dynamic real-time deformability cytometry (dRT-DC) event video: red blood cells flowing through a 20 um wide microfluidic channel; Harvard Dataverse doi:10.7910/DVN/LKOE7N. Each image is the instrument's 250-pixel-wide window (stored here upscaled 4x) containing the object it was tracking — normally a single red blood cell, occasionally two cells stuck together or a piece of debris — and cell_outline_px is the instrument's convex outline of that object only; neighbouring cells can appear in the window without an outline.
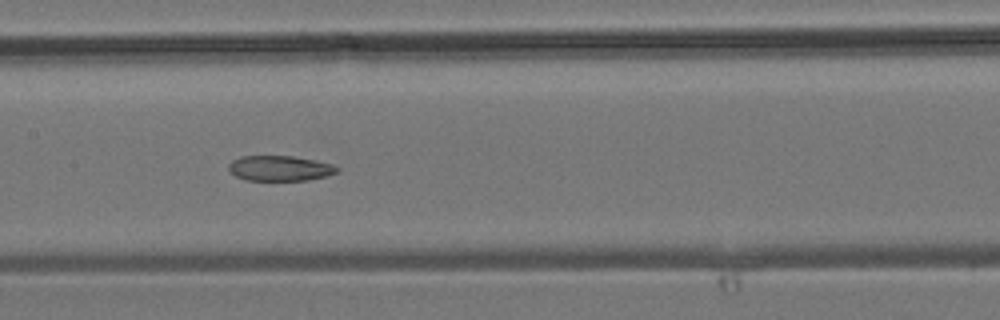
{"species": "common noctule bat (a hibernating species)", "species_latin": "Nyctalus noctula", "temperature_condition": "room temperature", "stored_images_in_passage": 44, "segment_of_instrument_passage": [2, 2], "camera_frame_rate_fps": 3000, "um_per_image_px": 0.085, "animal": {"sex": "male", "body_mass_g": 19.2, "forearm_length_mm": 51.8}, "frame": {"image": 1, "passage_image": 22, "time_ms": 7.0, "image_size_px": [1000, 320], "cell_outline_px": [[340, 168], [336, 172], [324, 176], [308, 180], [244, 180], [236, 176], [228, 168], [228, 164], [232, 160], [240, 156], [292, 156], [332, 164]], "centroid_in_image_um": [23.74, 14.3], "position_along_channel_um": 183.7, "area_um2": 15.78}}
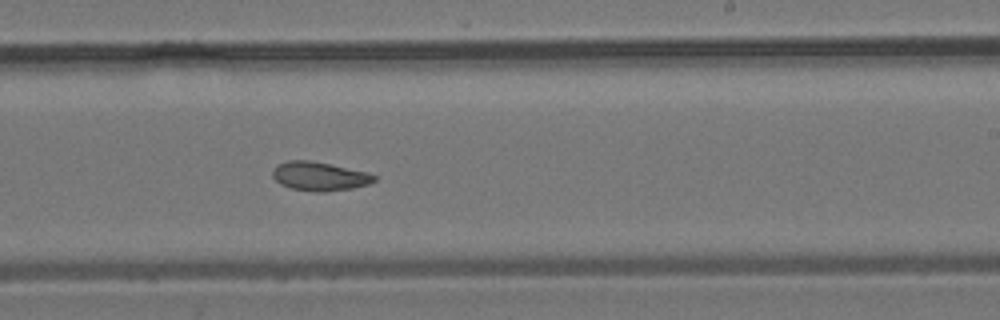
{"frame": {"image": 2, "passage_image": 27, "time_ms": 8.667, "image_size_px": [1000, 320], "cell_outline_px": [[376, 180], [368, 184], [352, 188], [324, 192], [316, 192], [292, 188], [280, 184], [272, 176], [272, 172], [280, 164], [288, 160], [308, 160], [368, 172], [376, 176]], "centroid_in_image_um": [27.17, 14.99], "position_along_channel_um": 261.8, "area_um2": 16.82}}
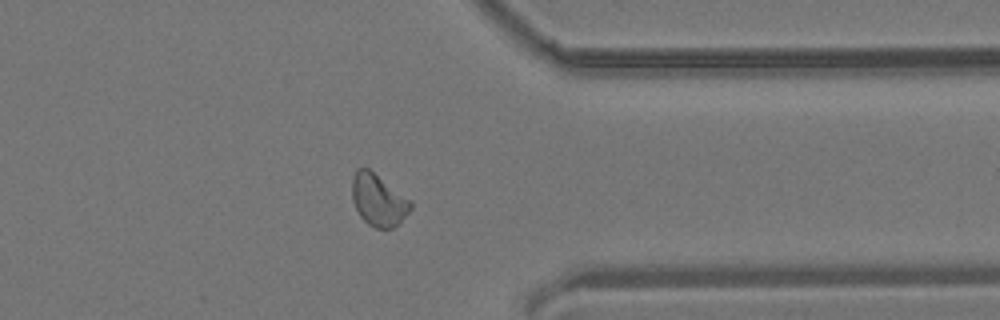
{"frame": {"image": 3, "passage_image": 35, "time_ms": 11.333, "image_size_px": [1000, 320], "cell_outline_px": [[412, 208], [392, 228], [376, 228], [368, 224], [360, 216], [352, 200], [352, 176], [356, 168], [368, 168], [412, 200]], "centroid_in_image_um": [32.14, 16.98], "position_along_channel_um": 379.3, "area_um2": 17.63}}